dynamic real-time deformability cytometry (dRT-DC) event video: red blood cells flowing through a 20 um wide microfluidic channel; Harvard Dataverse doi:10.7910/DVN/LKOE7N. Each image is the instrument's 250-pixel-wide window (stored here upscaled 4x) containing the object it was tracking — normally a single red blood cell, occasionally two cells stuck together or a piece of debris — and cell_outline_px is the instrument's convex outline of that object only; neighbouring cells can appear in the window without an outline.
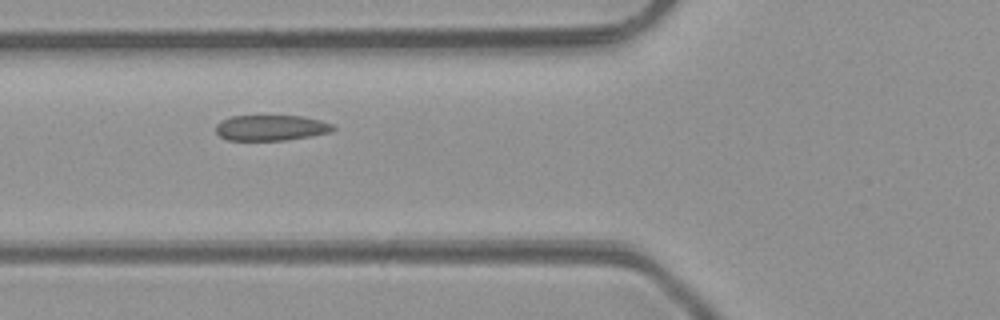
{"species": "common noctule bat (a hibernating species)", "species_latin": "Nyctalus noctula", "temperature_condition": "room temperature", "stored_images_in_passage": 5, "camera_frame_rate_fps": 3000, "um_per_image_px": 0.085, "animal": {"sex": "male", "body_mass_g": 23.1, "forearm_length_mm": 52.7}, "frame": {"image": 1, "passage_image": 4, "time_ms": 3.333, "image_size_px": [1000, 320], "cell_outline_px": [[336, 128], [328, 132], [308, 136], [284, 140], [228, 140], [220, 136], [216, 132], [216, 124], [220, 120], [232, 116], [300, 116], [320, 120], [332, 124]], "centroid_in_image_um": [22.98, 10.85], "position_along_channel_um": 102.8, "area_um2": 17.28}}
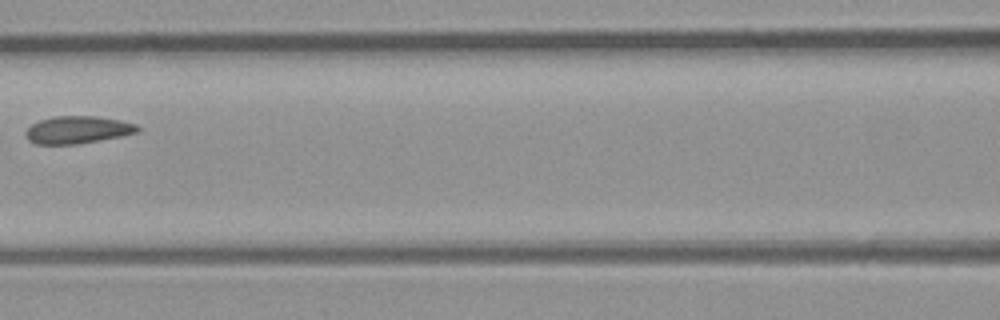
{"frame": {"image": 2, "passage_image": 5, "time_ms": 4.667, "image_size_px": [1000, 320], "cell_outline_px": [[140, 132], [100, 140], [76, 144], [36, 144], [28, 140], [24, 132], [32, 124], [40, 120], [52, 116], [96, 116], [120, 120], [136, 124], [140, 128]], "centroid_in_image_um": [6.6, 11.03], "position_along_channel_um": 160.0, "area_um2": 17.92}}